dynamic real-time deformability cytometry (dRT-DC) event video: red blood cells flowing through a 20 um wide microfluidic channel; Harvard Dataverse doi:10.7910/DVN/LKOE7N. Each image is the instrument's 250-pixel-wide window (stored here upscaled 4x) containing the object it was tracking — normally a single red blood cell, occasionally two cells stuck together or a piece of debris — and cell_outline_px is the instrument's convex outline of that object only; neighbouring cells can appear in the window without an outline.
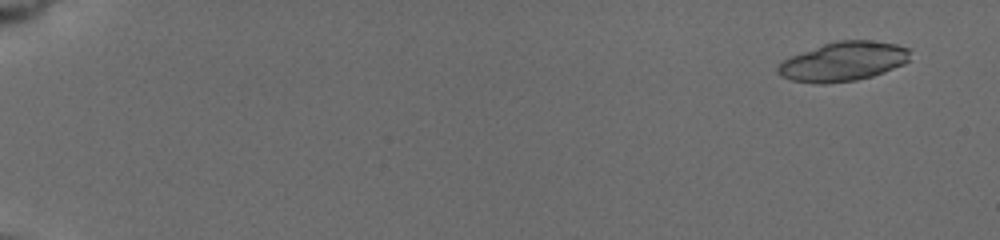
{"species": "common noctule bat (a hibernating species)", "species_latin": "Nyctalus noctula", "temperature_condition": "cold", "stored_images_in_passage": 45, "segment_of_instrument_passage": [1, 2], "camera_frame_rate_fps": 3000, "um_per_image_px": 0.085, "animal": {"sex": "female", "body_mass_g": 19.5, "forearm_length_mm": 54.1}, "frame": {"image": 1, "passage_image": 1, "time_ms": 0.0, "image_size_px": [1000, 240], "cell_outline_px": [[908, 60], [904, 64], [884, 72], [872, 76], [856, 80], [824, 84], [820, 84], [792, 80], [776, 72], [776, 68], [784, 60], [792, 56], [824, 44], [836, 40], [868, 40], [896, 44], [908, 48]], "centroid_in_image_um": [71.69, 5.23], "position_along_channel_um": 13.3, "area_um2": 29.82}}
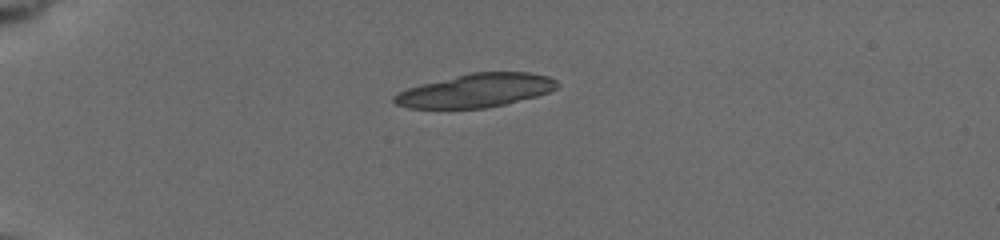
{"frame": {"image": 2, "passage_image": 11, "time_ms": 4.333, "image_size_px": [1000, 240], "cell_outline_px": [[560, 84], [556, 88], [548, 92], [536, 96], [504, 104], [484, 108], [408, 108], [396, 104], [392, 100], [392, 96], [396, 92], [408, 88], [472, 72], [528, 72], [548, 76], [556, 80]], "centroid_in_image_um": [40.45, 7.69], "position_along_channel_um": 44.6, "area_um2": 31.5}}